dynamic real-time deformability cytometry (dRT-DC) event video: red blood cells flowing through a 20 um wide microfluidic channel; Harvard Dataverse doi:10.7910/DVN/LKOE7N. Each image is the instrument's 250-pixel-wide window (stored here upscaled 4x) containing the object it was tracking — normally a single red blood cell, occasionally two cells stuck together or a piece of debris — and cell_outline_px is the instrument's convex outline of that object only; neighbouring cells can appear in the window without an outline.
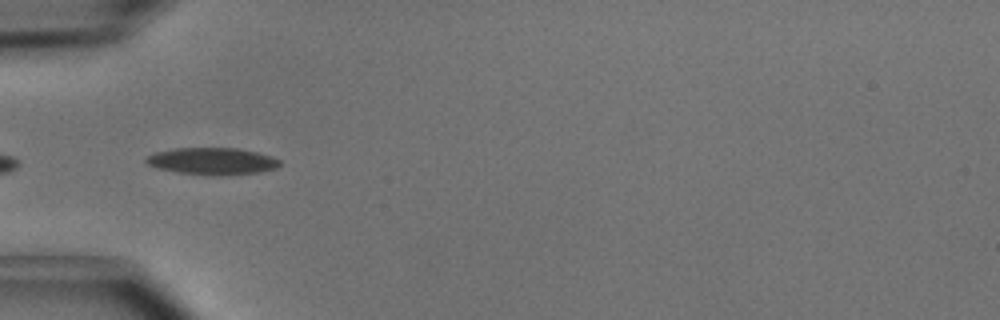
{"species": "common noctule bat (a hibernating species)", "species_latin": "Nyctalus noctula", "temperature_condition": "cold", "stored_images_in_passage": 34, "camera_frame_rate_fps": 3000, "um_per_image_px": 0.085, "animal": {"sex": "male", "body_mass_g": 15.6}, "frame": {"image": 1, "passage_image": 1, "time_ms": 0.0, "image_size_px": [1000, 320], "cell_outline_px": [[280, 164], [276, 168], [260, 172], [220, 176], [216, 176], [180, 172], [156, 168], [148, 164], [144, 160], [148, 156], [156, 152], [176, 148], [236, 148], [256, 152], [280, 160]], "centroid_in_image_um": [18.03, 13.7], "position_along_channel_um": 67.0, "area_um2": 20.81}}
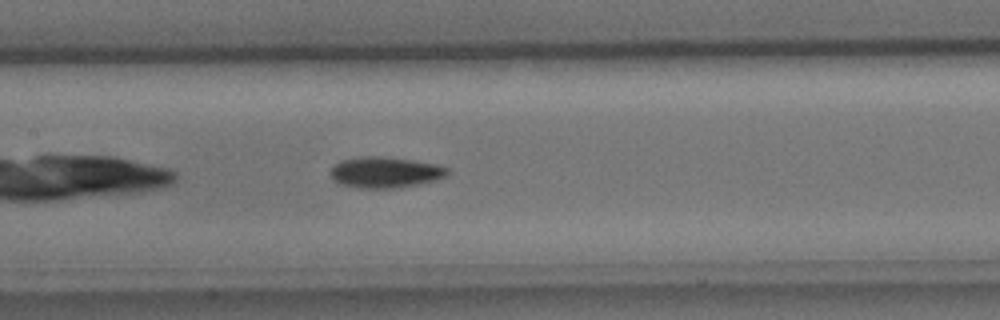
{"frame": {"image": 2, "passage_image": 9, "time_ms": 2.667, "image_size_px": [1000, 320], "cell_outline_px": [[448, 172], [444, 176], [436, 180], [396, 188], [360, 188], [344, 184], [336, 180], [332, 176], [332, 168], [340, 160], [360, 156], [384, 156], [412, 160], [436, 164], [448, 168]], "centroid_in_image_um": [32.76, 14.63], "position_along_channel_um": 174.6, "area_um2": 20.75}}
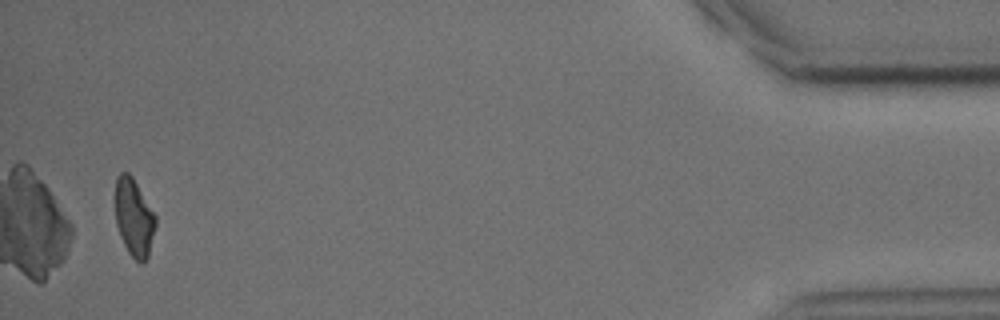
{"frame": {"image": 3, "passage_image": 33, "time_ms": 10.667, "image_size_px": [1000, 320], "cell_outline_px": [[156, 224], [148, 256], [144, 264], [140, 264], [128, 252], [120, 236], [116, 224], [112, 200], [112, 196], [116, 176], [120, 172], [128, 172], [132, 176], [156, 216]], "centroid_in_image_um": [11.33, 18.44], "position_along_channel_um": 423.9, "area_um2": 18.9}, "authors_computed_cell_mechanics": {"area_um2": 19.5653, "velocity_mm_per_s": 4.0592, "shape_relaxation_time_tau1_ms": 2.969, "shape_relaxation_time_tau2_ms": null, "deformation_change_tau1": 0.1376, "deformation_change_tau2": null}}